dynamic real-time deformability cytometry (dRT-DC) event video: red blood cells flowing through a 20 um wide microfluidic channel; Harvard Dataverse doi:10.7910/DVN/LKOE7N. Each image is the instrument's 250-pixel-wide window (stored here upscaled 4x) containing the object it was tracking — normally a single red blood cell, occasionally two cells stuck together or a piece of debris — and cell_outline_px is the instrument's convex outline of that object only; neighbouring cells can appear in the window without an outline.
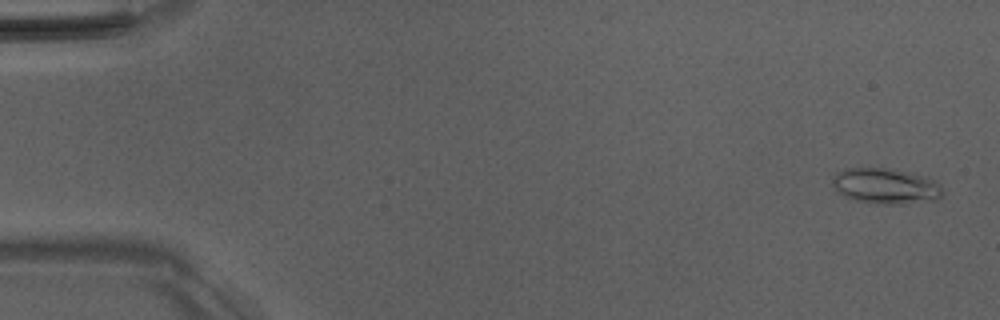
{"species": "Egyptian fruit bat (a non-hibernating species)", "species_latin": "Rousettus aegyptiacus", "temperature_condition": "room temperature", "stored_images_in_passage": 51, "camera_frame_rate_fps": 3000, "um_per_image_px": 0.085, "animal": {"sex": "male"}, "frame": {"image": 1, "passage_image": 2, "time_ms": 0.333, "image_size_px": [1000, 320], "cell_outline_px": [[944, 192], [936, 200], [904, 204], [868, 204], [844, 196], [836, 192], [832, 184], [832, 176], [836, 172], [844, 168], [884, 168], [928, 176], [936, 180], [940, 184]], "centroid_in_image_um": [75.27, 15.82], "position_along_channel_um": 9.7, "area_um2": 23.35}}
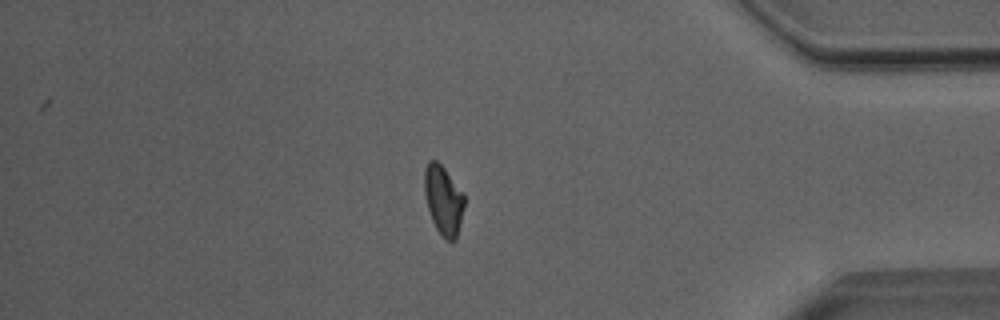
{"frame": {"image": 2, "passage_image": 44, "time_ms": 14.333, "image_size_px": [1000, 320], "cell_outline_px": [[464, 204], [456, 240], [452, 244], [436, 228], [432, 220], [428, 208], [424, 192], [424, 168], [428, 160], [436, 160], [444, 168], [464, 192]], "centroid_in_image_um": [37.68, 16.98], "position_along_channel_um": 397.5, "area_um2": 16.07}}
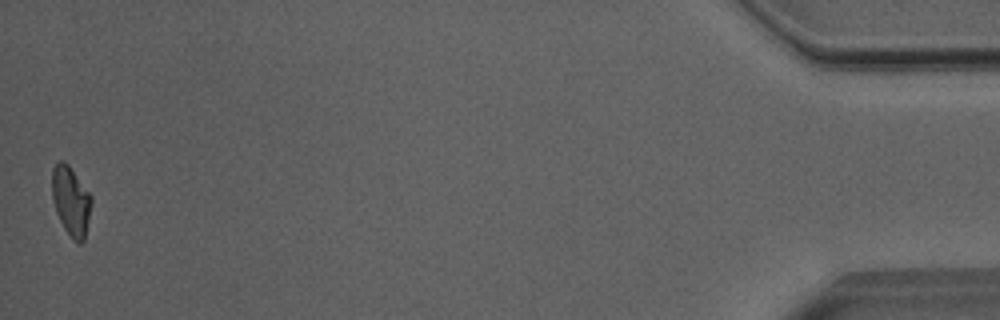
{"frame": {"image": 3, "passage_image": 51, "time_ms": 16.667, "image_size_px": [1000, 320], "cell_outline_px": [[92, 200], [84, 240], [80, 244], [76, 244], [72, 240], [64, 228], [56, 212], [52, 200], [52, 168], [60, 160], [64, 160], [68, 164], [92, 196]], "centroid_in_image_um": [6.02, 17.09], "position_along_channel_um": 429.2, "area_um2": 15.95}, "authors_computed_cell_mechanics": {"area_um2": 16.5886, "velocity_mm_per_s": 4.0439, "shape_relaxation_time_tau1_ms": 9.0152, "shape_relaxation_time_tau2_ms": 5.2369, "deformation_change_tau1": 0.2312, "deformation_change_tau2": 0.1327}}